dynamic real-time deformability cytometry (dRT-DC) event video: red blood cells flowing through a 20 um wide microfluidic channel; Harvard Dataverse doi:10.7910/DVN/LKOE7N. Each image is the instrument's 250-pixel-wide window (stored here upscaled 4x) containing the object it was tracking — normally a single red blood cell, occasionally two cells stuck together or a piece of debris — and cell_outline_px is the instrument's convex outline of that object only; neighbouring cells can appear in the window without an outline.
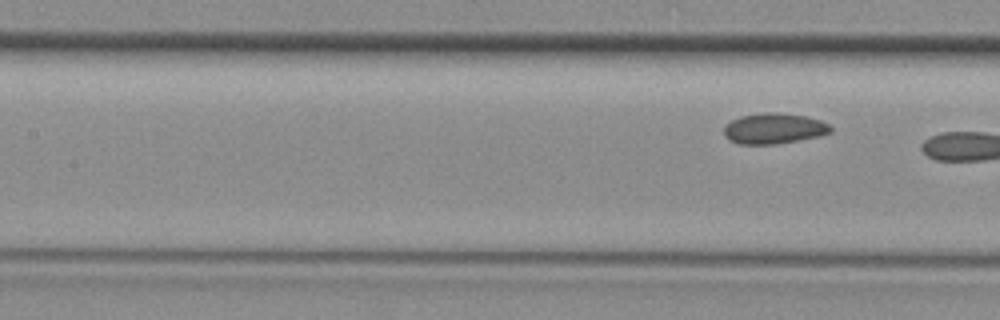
{"species": "common noctule bat (a hibernating species)", "species_latin": "Nyctalus noctula", "temperature_condition": "room temperature", "stored_images_in_passage": 5, "segment_of_instrument_passage": [2, 2], "camera_frame_rate_fps": 3000, "um_per_image_px": 0.085, "animal": {"sex": "female", "body_mass_g": 29.2, "forearm_length_mm": 56.3}, "frame": {"image": 1, "passage_image": 5, "time_ms": 1.333, "image_size_px": [1000, 320], "cell_outline_px": [[832, 132], [820, 136], [776, 144], [740, 144], [728, 140], [724, 136], [724, 124], [740, 116], [764, 112], [780, 112], [804, 116], [820, 120], [828, 124], [832, 128]], "centroid_in_image_um": [65.76, 10.92], "position_along_channel_um": 141.6, "area_um2": 19.19}}